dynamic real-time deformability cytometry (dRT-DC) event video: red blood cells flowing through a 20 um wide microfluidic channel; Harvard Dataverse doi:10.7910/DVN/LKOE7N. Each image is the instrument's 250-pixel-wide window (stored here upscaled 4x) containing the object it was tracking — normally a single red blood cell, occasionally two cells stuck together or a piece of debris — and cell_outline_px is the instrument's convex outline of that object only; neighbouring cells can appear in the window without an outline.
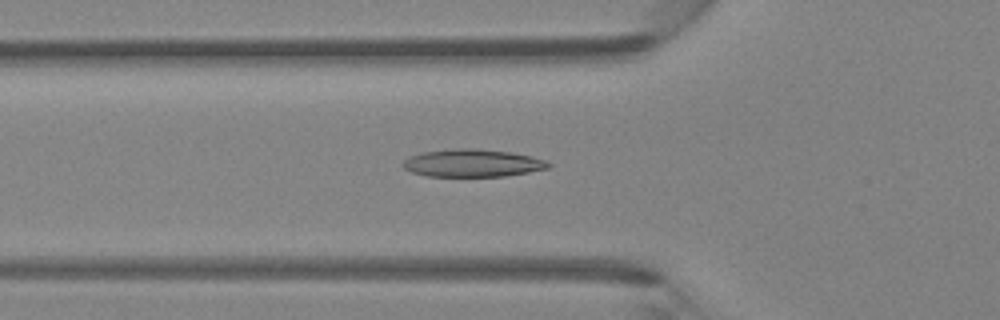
{"species": "Egyptian fruit bat (a non-hibernating species)", "species_latin": "Rousettus aegyptiacus", "temperature_condition": "room temperature", "stored_images_in_passage": 45, "camera_frame_rate_fps": 3000, "um_per_image_px": 0.085, "animal": {"sex": "female"}, "frame": {"image": 1, "passage_image": 16, "time_ms": 5.0, "image_size_px": [1000, 320], "cell_outline_px": [[552, 164], [548, 168], [528, 172], [504, 176], [428, 176], [412, 172], [404, 168], [400, 164], [408, 156], [420, 152], [456, 148], [472, 148], [512, 152], [532, 156], [544, 160]], "centroid_in_image_um": [40.12, 13.85], "position_along_channel_um": 85.7, "area_um2": 23.52}}
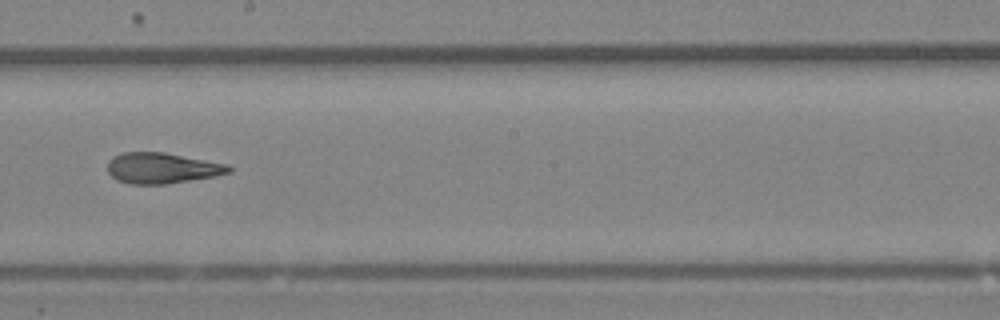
{"frame": {"image": 2, "passage_image": 26, "time_ms": 8.333, "image_size_px": [1000, 320], "cell_outline_px": [[232, 172], [216, 176], [164, 184], [128, 184], [116, 180], [108, 172], [108, 160], [112, 156], [124, 152], [164, 152], [228, 164], [232, 168]], "centroid_in_image_um": [13.76, 14.28], "position_along_channel_um": 234.4, "area_um2": 21.85}}
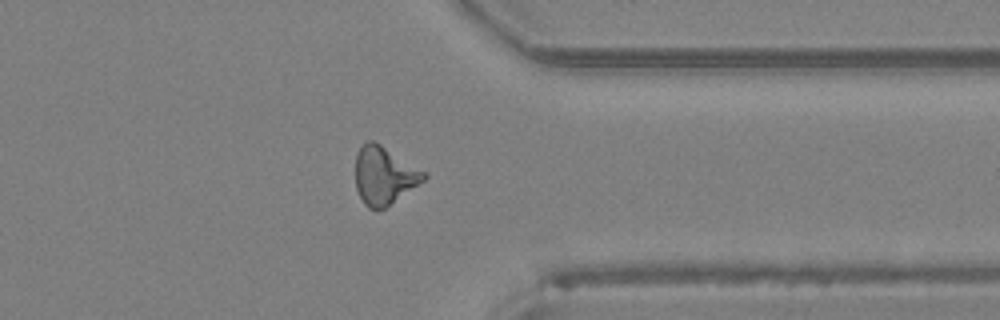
{"frame": {"image": 3, "passage_image": 36, "time_ms": 11.667, "image_size_px": [1000, 320], "cell_outline_px": [[428, 176], [424, 180], [384, 208], [376, 212], [368, 208], [364, 204], [356, 188], [356, 156], [360, 148], [368, 140], [372, 140], [380, 144], [428, 172]], "centroid_in_image_um": [32.66, 14.93], "position_along_channel_um": 378.7, "area_um2": 23.0}}